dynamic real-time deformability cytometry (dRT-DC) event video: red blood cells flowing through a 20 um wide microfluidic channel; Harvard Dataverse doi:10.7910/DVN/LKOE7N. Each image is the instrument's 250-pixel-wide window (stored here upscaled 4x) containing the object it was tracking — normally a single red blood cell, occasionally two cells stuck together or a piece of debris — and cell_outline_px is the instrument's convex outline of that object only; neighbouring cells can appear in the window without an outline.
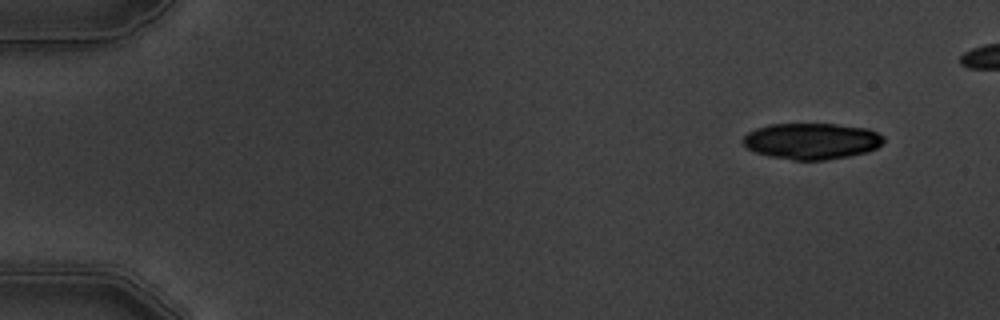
{"species": "common noctule bat (a hibernating species)", "species_latin": "Nyctalus noctula", "temperature_condition": "warm", "stored_images_in_passage": 9, "camera_frame_rate_fps": 3000, "um_per_image_px": 0.085, "animal": {"sex": "male", "body_mass_g": 19.5, "forearm_length_mm": 54.6}, "frame": {"image": 1, "passage_image": 1, "time_ms": 0.0, "image_size_px": [1000, 320], "cell_outline_px": [[884, 140], [876, 148], [864, 152], [848, 156], [824, 160], [792, 160], [768, 156], [756, 152], [748, 148], [740, 140], [748, 132], [756, 128], [768, 124], [836, 124], [868, 128], [884, 136]], "centroid_in_image_um": [68.96, 11.98], "position_along_channel_um": 16.0, "area_um2": 29.65}}